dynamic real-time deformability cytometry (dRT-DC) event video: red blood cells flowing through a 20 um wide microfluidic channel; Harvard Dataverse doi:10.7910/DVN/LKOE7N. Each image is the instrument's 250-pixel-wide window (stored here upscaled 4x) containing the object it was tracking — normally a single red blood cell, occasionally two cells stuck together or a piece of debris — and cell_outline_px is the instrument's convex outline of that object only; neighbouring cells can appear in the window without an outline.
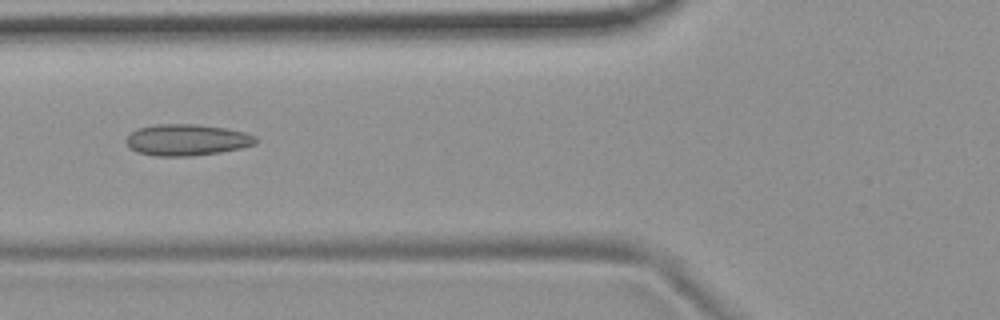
{"species": "common noctule bat (a hibernating species)", "species_latin": "Nyctalus noctula", "temperature_condition": "room temperature", "stored_images_in_passage": 9, "camera_frame_rate_fps": 3000, "um_per_image_px": 0.085, "animal": {"sex": "female", "body_mass_g": 19.9}, "frame": {"image": 1, "passage_image": 4, "time_ms": 3.667, "image_size_px": [1000, 320], "cell_outline_px": [[256, 144], [240, 148], [220, 152], [192, 156], [156, 156], [136, 152], [124, 140], [136, 128], [156, 124], [196, 124], [228, 128], [244, 132], [256, 136]], "centroid_in_image_um": [15.88, 11.88], "position_along_channel_um": 109.9, "area_um2": 23.76}}
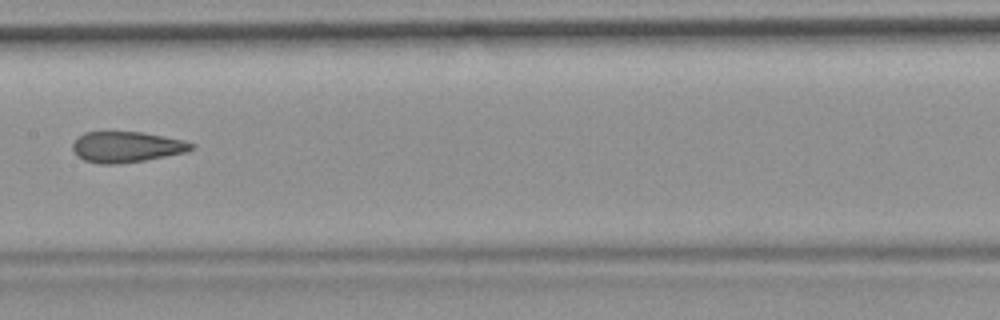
{"frame": {"image": 2, "passage_image": 6, "time_ms": 6.0, "image_size_px": [1000, 320], "cell_outline_px": [[196, 144], [188, 152], [144, 160], [120, 164], [100, 164], [84, 160], [76, 156], [72, 148], [72, 144], [76, 136], [84, 132], [144, 132], [184, 140]], "centroid_in_image_um": [10.73, 12.49], "position_along_channel_um": 196.7, "area_um2": 21.56}}